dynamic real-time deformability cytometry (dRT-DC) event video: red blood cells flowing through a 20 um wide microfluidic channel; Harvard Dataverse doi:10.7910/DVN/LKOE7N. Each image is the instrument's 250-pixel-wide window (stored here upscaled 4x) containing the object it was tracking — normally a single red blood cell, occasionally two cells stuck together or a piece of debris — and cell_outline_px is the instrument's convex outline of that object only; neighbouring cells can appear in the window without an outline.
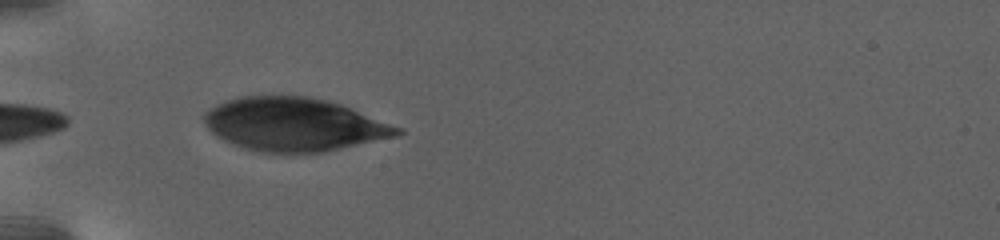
{"species": "human", "species_latin": "Homo sapiens", "temperature_condition": "warm", "stored_images_in_passage": 16, "camera_frame_rate_fps": 3000, "um_per_image_px": 0.085, "donor": {"sex": "female"}, "frame": {"image": 1, "passage_image": 1, "time_ms": 0.0, "image_size_px": [1000, 240], "cell_outline_px": [[404, 132], [400, 136], [324, 152], [260, 152], [244, 148], [224, 140], [216, 136], [208, 128], [204, 120], [204, 112], [216, 104], [236, 96], [280, 92], [312, 96], [328, 100], [340, 104], [404, 128]], "centroid_in_image_um": [25.0, 10.52], "position_along_channel_um": 60.0, "area_um2": 61.33}}
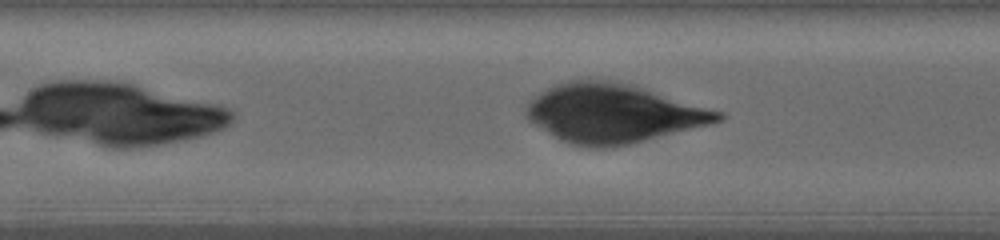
{"frame": {"image": 2, "passage_image": 7, "time_ms": 4.0, "image_size_px": [1000, 240], "cell_outline_px": [[724, 116], [720, 120], [708, 124], [628, 144], [604, 148], [588, 148], [572, 144], [548, 132], [528, 120], [528, 104], [544, 88], [552, 84], [564, 80], [588, 76], [620, 80], [636, 84], [724, 112]], "centroid_in_image_um": [52.12, 9.55], "position_along_channel_um": 155.3, "area_um2": 66.35}}
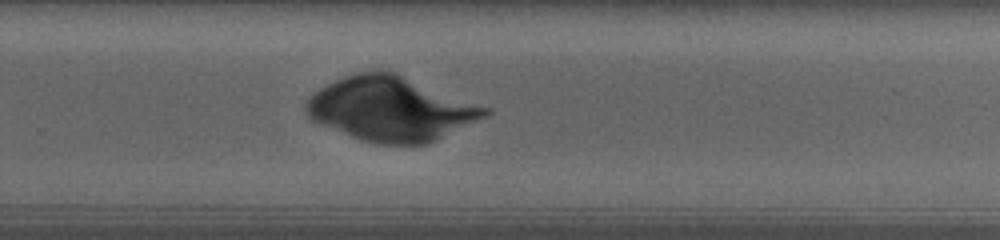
{"frame": {"image": 3, "passage_image": 16, "time_ms": 9.333, "image_size_px": [1000, 240], "cell_outline_px": [[492, 112], [428, 144], [376, 144], [352, 136], [320, 124], [312, 120], [304, 112], [304, 104], [320, 88], [344, 76], [356, 72], [376, 68], [388, 68], [492, 108]], "centroid_in_image_um": [33.25, 9.2], "position_along_channel_um": 296.6, "area_um2": 67.51}}